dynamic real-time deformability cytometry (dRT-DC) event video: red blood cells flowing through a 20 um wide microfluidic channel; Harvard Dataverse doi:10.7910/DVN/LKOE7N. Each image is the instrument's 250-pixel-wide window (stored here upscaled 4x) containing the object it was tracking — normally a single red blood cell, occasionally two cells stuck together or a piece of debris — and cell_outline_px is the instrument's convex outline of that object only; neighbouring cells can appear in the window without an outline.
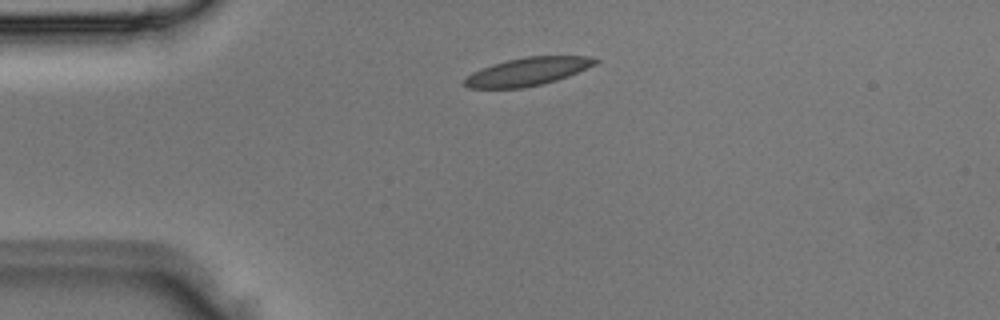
{"species": "Egyptian fruit bat (a non-hibernating species)", "species_latin": "Rousettus aegyptiacus", "temperature_condition": "room temperature", "stored_images_in_passage": 2, "camera_frame_rate_fps": 3000, "um_per_image_px": 0.085, "animal": {"sex": "male"}, "frame": {"image": 1, "passage_image": 1, "time_ms": 0.0, "image_size_px": [1000, 320], "cell_outline_px": [[600, 60], [596, 64], [568, 76], [544, 84], [524, 88], [468, 88], [464, 84], [464, 80], [472, 72], [480, 68], [492, 64], [524, 56], [588, 56]], "centroid_in_image_um": [44.84, 6.08], "position_along_channel_um": 40.2, "area_um2": 21.39}}
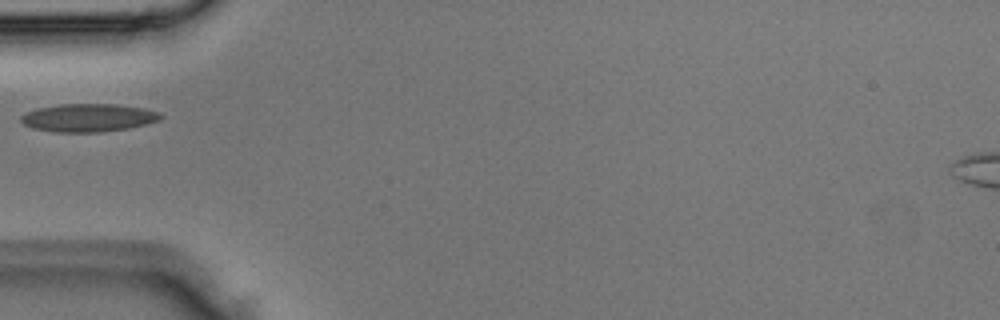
{"frame": {"image": 2, "passage_image": 2, "time_ms": 0.333, "image_size_px": [1000, 320], "cell_outline_px": [[164, 116], [160, 120], [128, 128], [100, 132], [56, 132], [32, 128], [24, 124], [20, 120], [20, 116], [24, 112], [40, 108], [60, 104], [116, 104], [144, 108], [160, 112]], "centroid_in_image_um": [7.51, 10.0], "position_along_channel_um": 77.5, "area_um2": 22.83}}